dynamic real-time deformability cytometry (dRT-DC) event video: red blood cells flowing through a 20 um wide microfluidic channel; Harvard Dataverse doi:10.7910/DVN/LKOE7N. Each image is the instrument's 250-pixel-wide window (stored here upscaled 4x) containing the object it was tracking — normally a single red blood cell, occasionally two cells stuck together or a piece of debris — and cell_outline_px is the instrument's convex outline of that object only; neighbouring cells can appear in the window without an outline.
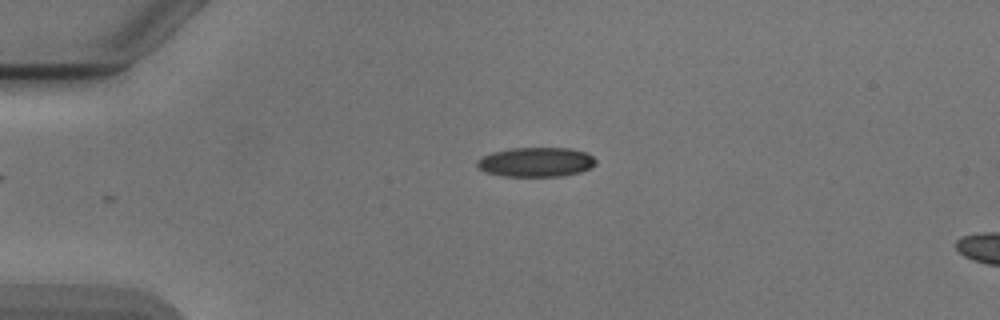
{"species": "Egyptian fruit bat (a non-hibernating species)", "species_latin": "Rousettus aegyptiacus", "temperature_condition": "cold", "stored_images_in_passage": 41, "camera_frame_rate_fps": 3000, "um_per_image_px": 0.085, "animal": {"sex": "male"}, "frame": {"image": 1, "passage_image": 1, "time_ms": 0.0, "image_size_px": [1000, 320], "cell_outline_px": [[596, 164], [592, 168], [580, 172], [564, 176], [500, 176], [484, 172], [476, 168], [476, 160], [492, 152], [512, 148], [568, 148], [584, 152], [592, 156], [596, 160]], "centroid_in_image_um": [45.53, 13.79], "position_along_channel_um": 39.5, "area_um2": 20.58}}
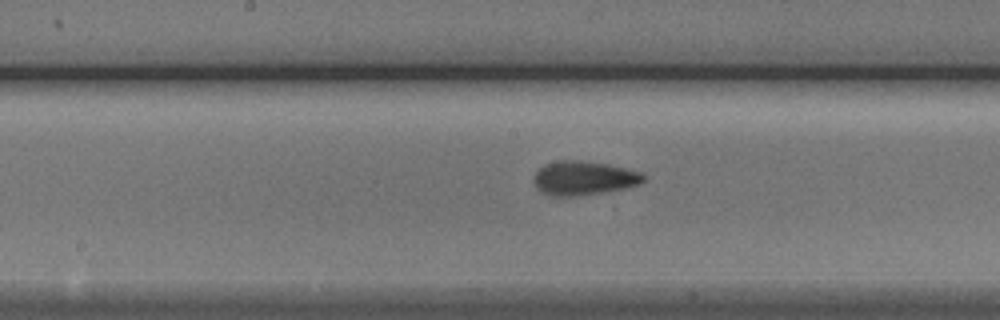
{"frame": {"image": 2, "passage_image": 16, "time_ms": 5.0, "image_size_px": [1000, 320], "cell_outline_px": [[644, 180], [640, 184], [608, 192], [576, 196], [548, 196], [536, 188], [532, 180], [536, 172], [540, 168], [548, 164], [560, 160], [580, 160], [608, 164], [640, 172], [644, 176]], "centroid_in_image_um": [49.59, 15.15], "position_along_channel_um": 198.6, "area_um2": 21.79}}
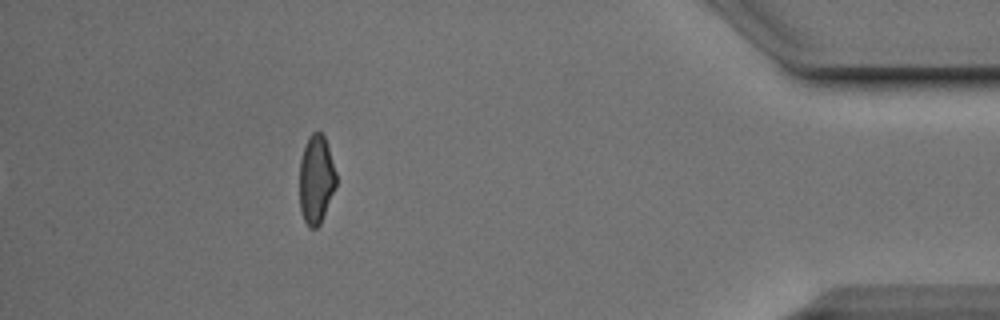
{"frame": {"image": 3, "passage_image": 36, "time_ms": 11.667, "image_size_px": [1000, 320], "cell_outline_px": [[336, 188], [320, 224], [316, 228], [308, 228], [300, 212], [300, 160], [304, 148], [312, 132], [320, 132], [324, 136], [336, 172]], "centroid_in_image_um": [26.87, 15.31], "position_along_channel_um": 408.3, "area_um2": 18.84}, "authors_computed_cell_mechanics": {"area_um2": 20.4034, "velocity_mm_per_s": 3.8924, "shape_relaxation_time_tau1_ms": 3.3677, "shape_relaxation_time_tau2_ms": 3.2581, "deformation_change_tau1": 0.125, "deformation_change_tau2": 0.0837}}